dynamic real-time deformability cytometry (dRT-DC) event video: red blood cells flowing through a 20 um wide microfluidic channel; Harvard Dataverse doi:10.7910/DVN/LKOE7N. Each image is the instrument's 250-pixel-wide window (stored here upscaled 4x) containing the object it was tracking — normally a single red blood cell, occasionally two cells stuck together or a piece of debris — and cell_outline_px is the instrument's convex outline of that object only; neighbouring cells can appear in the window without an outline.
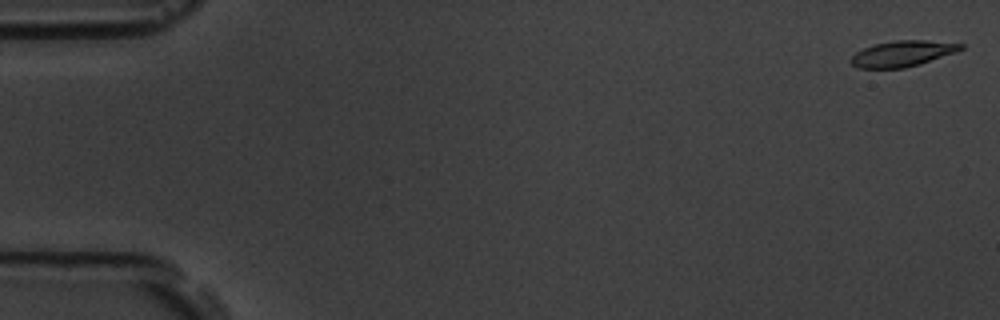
{"species": "common noctule bat (a hibernating species)", "species_latin": "Nyctalus noctula", "temperature_condition": "room temperature", "stored_images_in_passage": 11, "camera_frame_rate_fps": 3000, "um_per_image_px": 0.085, "animal": {"sex": "male", "body_mass_g": 19.5, "forearm_length_mm": 54.6}, "frame": {"image": 1, "passage_image": 1, "time_ms": 0.0, "image_size_px": [1000, 320], "cell_outline_px": [[964, 48], [956, 52], [920, 64], [904, 68], [856, 68], [848, 60], [856, 52], [864, 48], [876, 44], [896, 40], [924, 40], [964, 44]], "centroid_in_image_um": [76.69, 4.56], "position_along_channel_um": 8.3, "area_um2": 16.47}}
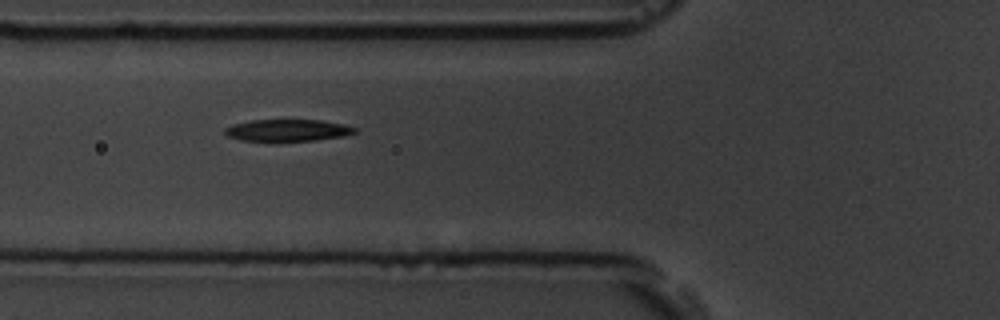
{"frame": {"image": 2, "passage_image": 6, "time_ms": 6.667, "image_size_px": [1000, 320], "cell_outline_px": [[356, 132], [344, 136], [316, 140], [276, 144], [240, 140], [228, 136], [224, 132], [224, 128], [232, 124], [252, 120], [320, 120], [344, 124], [356, 128]], "centroid_in_image_um": [24.39, 11.12], "position_along_channel_um": 101.4, "area_um2": 17.4}}
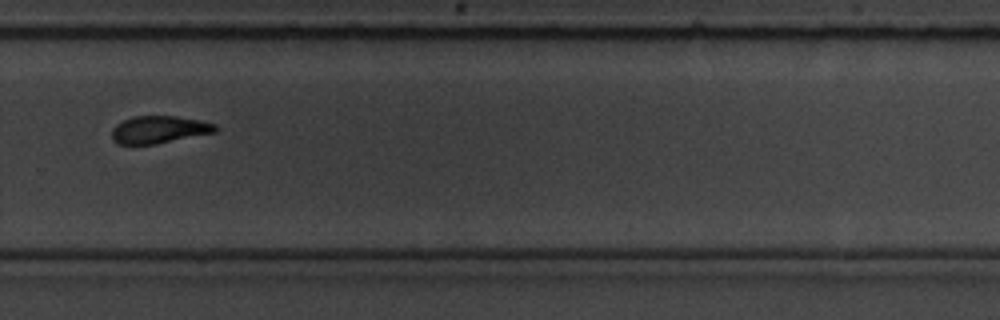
{"frame": {"image": 3, "passage_image": 11, "time_ms": 12.667, "image_size_px": [1000, 320], "cell_outline_px": [[220, 128], [216, 132], [156, 144], [116, 144], [112, 140], [112, 128], [116, 124], [132, 116], [176, 116], [200, 120], [216, 124]], "centroid_in_image_um": [13.53, 11.01], "position_along_channel_um": 316.3, "area_um2": 16.7}}